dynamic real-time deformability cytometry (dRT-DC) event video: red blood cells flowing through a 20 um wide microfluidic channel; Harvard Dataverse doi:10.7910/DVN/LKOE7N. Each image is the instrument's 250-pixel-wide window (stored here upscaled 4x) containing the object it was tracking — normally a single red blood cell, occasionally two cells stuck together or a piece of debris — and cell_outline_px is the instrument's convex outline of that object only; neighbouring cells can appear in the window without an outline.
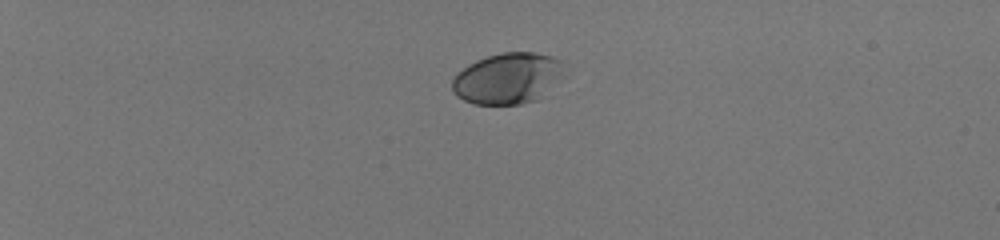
{"species": "human", "species_latin": "Homo sapiens", "temperature_condition": "room temperature", "stored_images_in_passage": 41, "camera_frame_rate_fps": 3000, "um_per_image_px": 0.085, "donor": {"sex": "male"}, "frame": {"image": 1, "passage_image": 1, "time_ms": 0.0, "image_size_px": [1000, 240], "cell_outline_px": [[560, 76], [536, 100], [520, 104], [472, 104], [456, 96], [452, 92], [452, 80], [456, 72], [468, 64], [476, 60], [488, 56], [504, 52], [536, 52], [552, 56], [560, 60]], "centroid_in_image_um": [43.04, 6.65], "position_along_channel_um": 42.0, "area_um2": 32.83}}
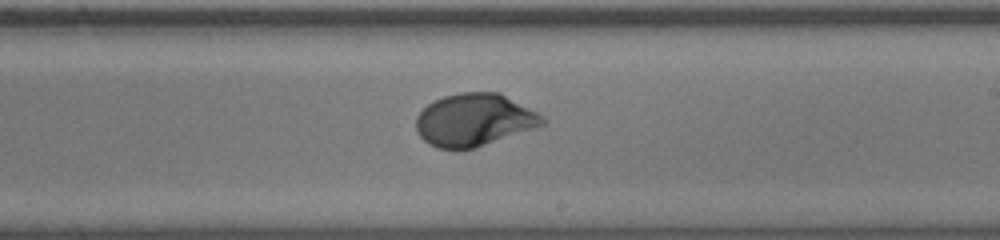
{"frame": {"image": 2, "passage_image": 24, "time_ms": 7.667, "image_size_px": [1000, 240], "cell_outline_px": [[548, 120], [544, 124], [476, 148], [440, 148], [428, 144], [420, 136], [416, 128], [416, 116], [428, 104], [444, 96], [460, 92], [500, 92], [536, 112]], "centroid_in_image_um": [40.3, 10.18], "position_along_channel_um": 248.7, "area_um2": 38.26}}
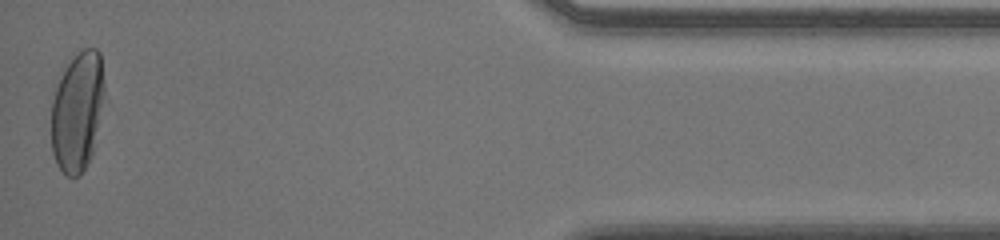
{"frame": {"image": 3, "passage_image": 41, "time_ms": 13.333, "image_size_px": [1000, 240], "cell_outline_px": [[108, 104], [92, 152], [80, 176], [68, 176], [56, 164], [52, 152], [52, 100], [56, 88], [68, 64], [84, 48], [96, 48], [100, 52]], "centroid_in_image_um": [6.66, 9.48], "position_along_channel_um": 428.5, "area_um2": 37.69}, "authors_computed_cell_mechanics": {"area_um2": 36.9342, "velocity_mm_per_s": 4.0264, "shape_relaxation_time_tau1_ms": 2.7097, "shape_relaxation_time_tau2_ms": null, "deformation_change_tau1": 0.1753, "deformation_change_tau2": null}}